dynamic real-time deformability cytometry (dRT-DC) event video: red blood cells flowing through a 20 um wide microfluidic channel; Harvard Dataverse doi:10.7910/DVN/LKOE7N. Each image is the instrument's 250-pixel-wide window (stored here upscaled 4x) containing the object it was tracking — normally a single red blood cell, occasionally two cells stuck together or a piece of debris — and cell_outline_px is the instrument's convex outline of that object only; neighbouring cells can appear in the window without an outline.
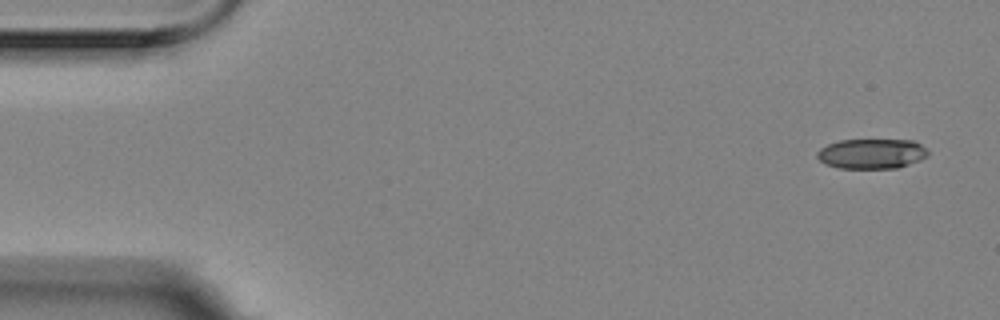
{"species": "Egyptian fruit bat (a non-hibernating species)", "species_latin": "Rousettus aegyptiacus", "temperature_condition": "room temperature", "stored_images_in_passage": 5, "camera_frame_rate_fps": 3000, "um_per_image_px": 0.085, "animal": {"sex": "female"}, "frame": {"image": 1, "passage_image": 1, "time_ms": 0.0, "image_size_px": [1000, 320], "cell_outline_px": [[928, 156], [920, 160], [896, 168], [840, 168], [824, 164], [816, 156], [816, 152], [820, 148], [828, 144], [840, 140], [912, 140], [920, 144], [928, 152]], "centroid_in_image_um": [74.06, 13.06], "position_along_channel_um": 10.9, "area_um2": 19.31}}